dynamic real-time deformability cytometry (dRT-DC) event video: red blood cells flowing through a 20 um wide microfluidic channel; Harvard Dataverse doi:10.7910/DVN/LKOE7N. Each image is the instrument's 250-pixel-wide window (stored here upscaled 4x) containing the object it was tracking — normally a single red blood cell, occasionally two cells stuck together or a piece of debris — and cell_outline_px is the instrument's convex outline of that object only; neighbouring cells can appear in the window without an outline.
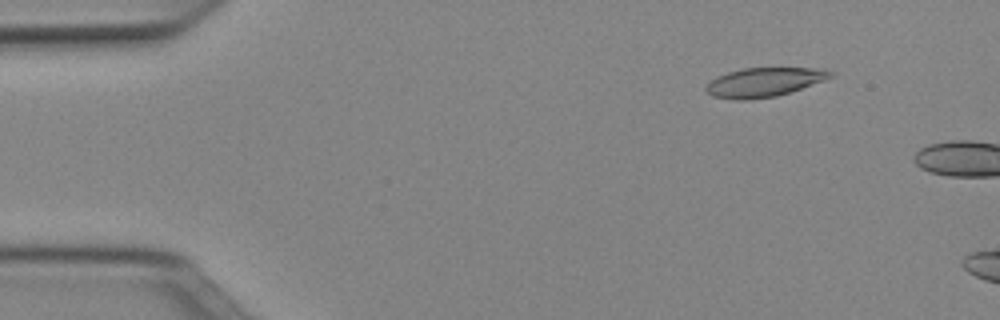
{"species": "Egyptian fruit bat (a non-hibernating species)", "species_latin": "Rousettus aegyptiacus", "temperature_condition": "cold", "stored_images_in_passage": 9, "camera_frame_rate_fps": 3000, "um_per_image_px": 0.085, "animal": {"sex": "female"}, "frame": {"image": 1, "passage_image": 6, "time_ms": 1.667, "image_size_px": [1000, 320], "cell_outline_px": [[832, 76], [824, 80], [776, 96], [748, 100], [736, 100], [712, 96], [704, 88], [712, 80], [728, 72], [744, 68], [828, 68], [832, 72]], "centroid_in_image_um": [64.95, 6.98], "position_along_channel_um": 20.0, "area_um2": 20.81}}